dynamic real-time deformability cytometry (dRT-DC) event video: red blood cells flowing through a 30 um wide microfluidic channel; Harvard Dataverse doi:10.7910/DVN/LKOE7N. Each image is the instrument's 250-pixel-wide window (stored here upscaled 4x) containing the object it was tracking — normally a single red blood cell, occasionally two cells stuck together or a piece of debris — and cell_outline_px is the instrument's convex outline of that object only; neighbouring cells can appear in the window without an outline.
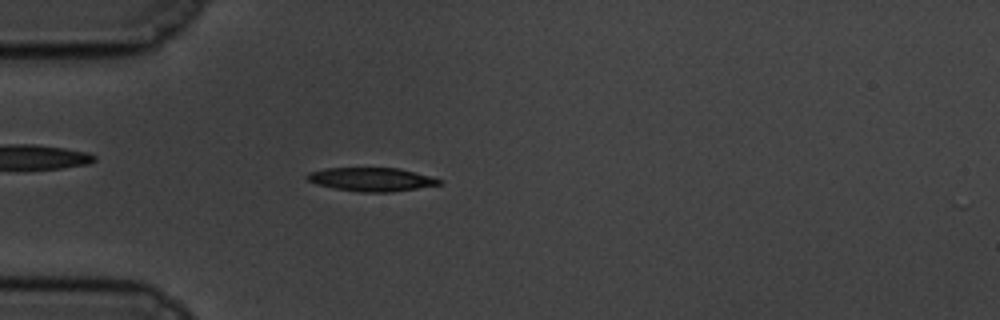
{"species": "common noctule bat (a hibernating species)", "species_latin": "Nyctalus noctula", "temperature_condition": "cold", "stored_images_in_passage": 50, "camera_frame_rate_fps": 3000, "um_per_image_px": 0.085, "animal": {"sex": "male", "body_mass_g": 19.5, "forearm_length_mm": 54.6}, "frame": {"image": 1, "passage_image": 9, "time_ms": 2.667, "image_size_px": [1000, 320], "cell_outline_px": [[444, 180], [440, 184], [392, 192], [360, 192], [336, 188], [316, 184], [308, 180], [304, 176], [308, 172], [324, 168], [400, 168]], "centroid_in_image_um": [31.54, 15.24], "position_along_channel_um": 53.5, "area_um2": 18.09}}
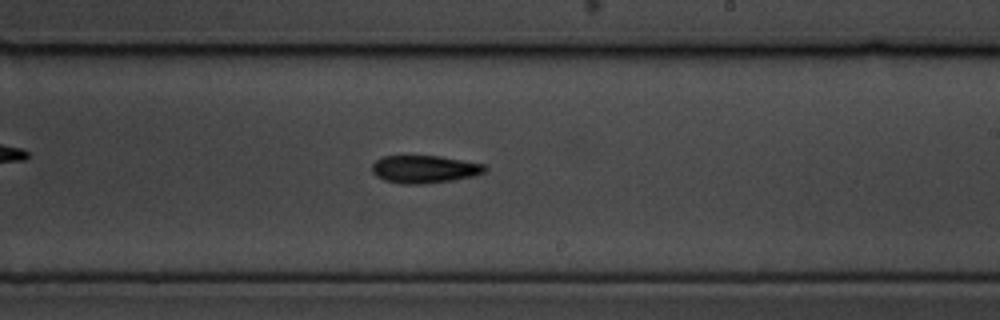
{"frame": {"image": 2, "passage_image": 27, "time_ms": 8.667, "image_size_px": [1000, 320], "cell_outline_px": [[488, 168], [484, 172], [476, 176], [452, 180], [424, 184], [404, 184], [384, 180], [376, 176], [372, 172], [372, 164], [380, 156], [440, 156], [484, 164]], "centroid_in_image_um": [36.08, 14.38], "position_along_channel_um": 252.9, "area_um2": 18.32}}
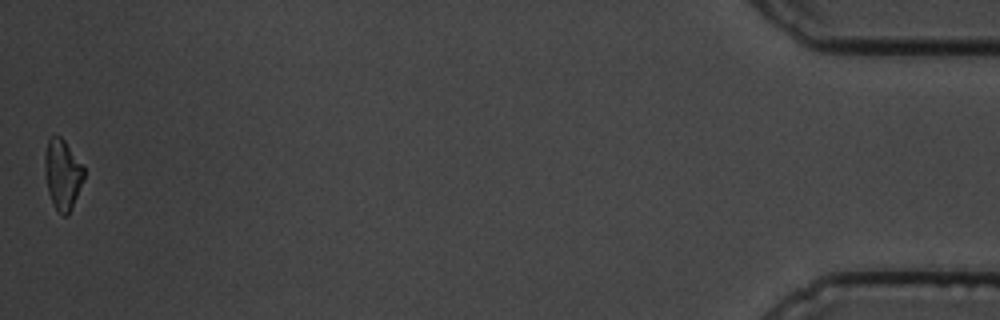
{"frame": {"image": 3, "passage_image": 50, "time_ms": 16.333, "image_size_px": [1000, 320], "cell_outline_px": [[84, 180], [68, 216], [64, 216], [56, 208], [48, 192], [44, 168], [44, 156], [48, 140], [52, 136], [60, 136], [64, 140], [84, 168]], "centroid_in_image_um": [5.31, 14.82], "position_along_channel_um": 429.9, "area_um2": 15.78}, "authors_computed_cell_mechanics": {"area_um2": 17.8602, "velocity_mm_per_s": 3.4844, "shape_relaxation_time_tau1_ms": 3.3215, "shape_relaxation_time_tau2_ms": null, "deformation_change_tau1": 0.1121, "deformation_change_tau2": null}}